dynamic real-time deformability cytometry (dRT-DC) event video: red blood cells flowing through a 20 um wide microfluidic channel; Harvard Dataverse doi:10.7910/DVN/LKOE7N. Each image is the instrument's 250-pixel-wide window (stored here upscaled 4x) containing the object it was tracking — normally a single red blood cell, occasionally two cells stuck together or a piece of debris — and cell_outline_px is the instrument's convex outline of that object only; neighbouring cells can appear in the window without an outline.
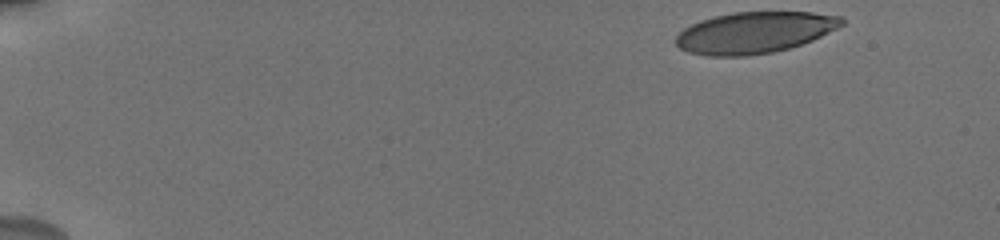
{"species": "human", "species_latin": "Homo sapiens", "temperature_condition": "cold", "stored_images_in_passage": 33, "camera_frame_rate_fps": 3000, "um_per_image_px": 0.085, "donor": {"sex": "male"}, "frame": {"image": 1, "passage_image": 1, "time_ms": 0.0, "image_size_px": [1000, 240], "cell_outline_px": [[844, 24], [812, 40], [788, 48], [772, 52], [744, 56], [708, 56], [688, 52], [680, 48], [676, 44], [676, 36], [684, 28], [700, 20], [732, 12], [812, 12], [844, 16]], "centroid_in_image_um": [64.13, 2.76], "position_along_channel_um": 20.9, "area_um2": 39.82}}
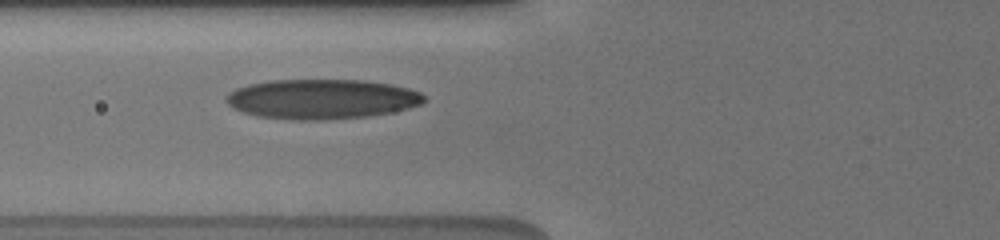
{"frame": {"image": 2, "passage_image": 16, "time_ms": 5.667, "image_size_px": [1000, 240], "cell_outline_px": [[424, 100], [420, 104], [408, 108], [368, 116], [324, 120], [300, 120], [256, 116], [232, 108], [224, 100], [224, 96], [228, 92], [236, 88], [248, 84], [268, 80], [364, 80], [392, 84], [408, 88], [420, 92], [424, 96]], "centroid_in_image_um": [27.29, 8.41], "position_along_channel_um": 98.5, "area_um2": 46.01}}
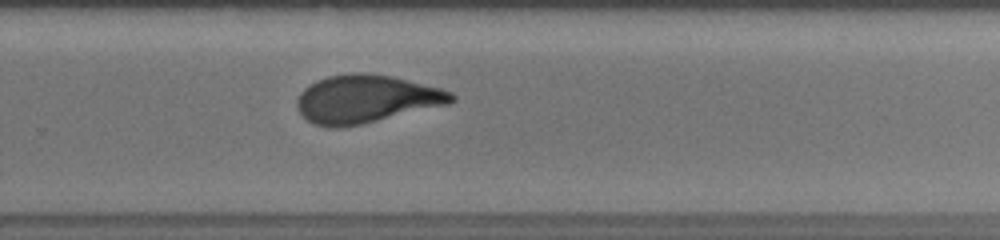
{"frame": {"image": 3, "passage_image": 33, "time_ms": 11.0, "image_size_px": [1000, 240], "cell_outline_px": [[456, 100], [448, 104], [360, 124], [336, 128], [332, 128], [316, 124], [308, 120], [300, 112], [296, 104], [296, 100], [300, 92], [308, 84], [316, 80], [328, 76], [352, 72], [368, 72], [392, 76], [440, 88], [452, 92], [456, 96]], "centroid_in_image_um": [31.1, 8.39], "position_along_channel_um": 298.7, "area_um2": 43.06}}